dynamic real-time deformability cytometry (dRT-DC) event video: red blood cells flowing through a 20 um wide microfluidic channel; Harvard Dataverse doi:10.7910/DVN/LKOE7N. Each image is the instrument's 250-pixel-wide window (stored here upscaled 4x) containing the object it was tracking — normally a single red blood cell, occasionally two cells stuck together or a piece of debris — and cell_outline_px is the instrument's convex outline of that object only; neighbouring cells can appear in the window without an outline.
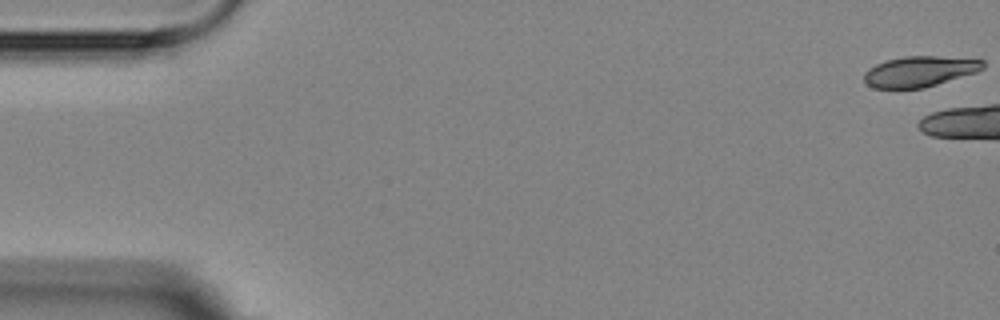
{"species": "Egyptian fruit bat (a non-hibernating species)", "species_latin": "Rousettus aegyptiacus", "temperature_condition": "room temperature", "stored_images_in_passage": 2, "camera_frame_rate_fps": 3000, "um_per_image_px": 0.085, "animal": {"sex": "female"}, "frame": {"image": 1, "passage_image": 1, "time_ms": 0.0, "image_size_px": [1000, 320], "cell_outline_px": [[984, 68], [976, 72], [924, 88], [872, 88], [864, 80], [864, 72], [868, 68], [884, 60], [904, 56], [936, 56], [984, 60]], "centroid_in_image_um": [78.13, 6.07], "position_along_channel_um": 6.9, "area_um2": 21.15}}